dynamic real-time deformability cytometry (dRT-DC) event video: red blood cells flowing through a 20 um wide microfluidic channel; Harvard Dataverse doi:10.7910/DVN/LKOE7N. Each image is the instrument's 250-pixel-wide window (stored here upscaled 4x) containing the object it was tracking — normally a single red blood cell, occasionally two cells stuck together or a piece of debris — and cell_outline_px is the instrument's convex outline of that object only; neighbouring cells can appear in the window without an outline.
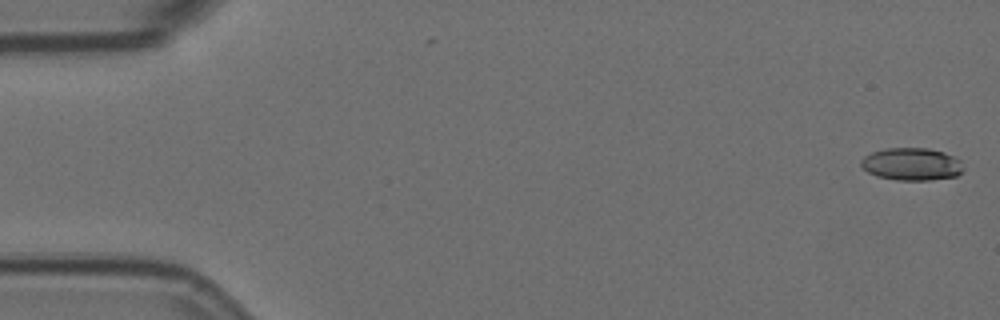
{"species": "Egyptian fruit bat (a non-hibernating species)", "species_latin": "Rousettus aegyptiacus", "temperature_condition": "room temperature", "stored_images_in_passage": 5, "camera_frame_rate_fps": 3000, "um_per_image_px": 0.085, "animal": {"sex": "female"}, "frame": {"image": 1, "passage_image": 1, "time_ms": 0.0, "image_size_px": [1000, 320], "cell_outline_px": [[964, 168], [956, 176], [928, 180], [896, 180], [876, 176], [868, 172], [860, 164], [860, 160], [864, 156], [872, 152], [884, 148], [928, 148], [944, 152], [956, 156], [960, 160]], "centroid_in_image_um": [77.49, 13.94], "position_along_channel_um": 7.5, "area_um2": 19.54}}
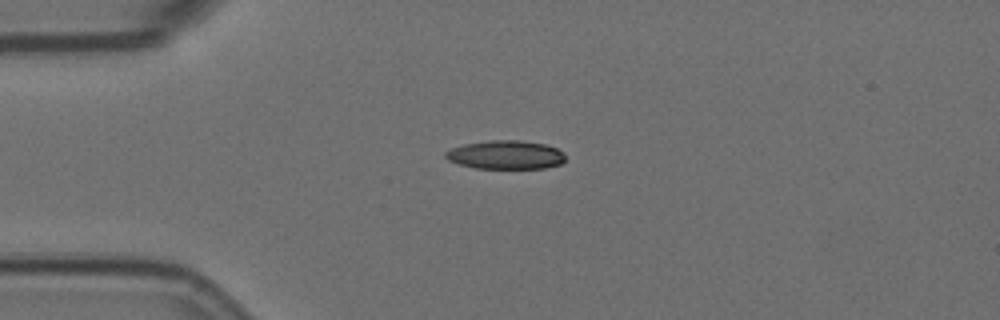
{"frame": {"image": 2, "passage_image": 4, "time_ms": 1.0, "image_size_px": [1000, 320], "cell_outline_px": [[564, 160], [560, 164], [544, 168], [476, 168], [460, 164], [448, 160], [444, 156], [444, 152], [452, 148], [464, 144], [492, 140], [520, 140], [544, 144], [556, 148], [564, 152]], "centroid_in_image_um": [42.98, 13.15], "position_along_channel_um": 42.0, "area_um2": 19.88}}